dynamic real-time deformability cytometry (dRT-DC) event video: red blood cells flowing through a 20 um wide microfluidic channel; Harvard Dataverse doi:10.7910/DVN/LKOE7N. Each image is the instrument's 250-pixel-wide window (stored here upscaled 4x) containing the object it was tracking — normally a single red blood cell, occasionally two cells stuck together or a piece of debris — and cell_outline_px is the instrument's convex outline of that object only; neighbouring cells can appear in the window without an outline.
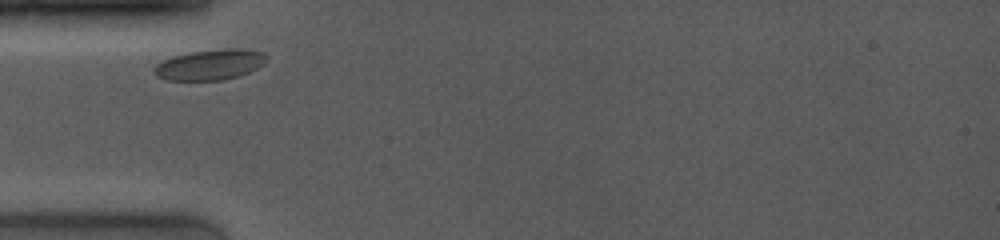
{"species": "common noctule bat (a hibernating species)", "species_latin": "Nyctalus noctula", "temperature_condition": "room temperature", "stored_images_in_passage": 2, "camera_frame_rate_fps": 4000, "um_per_image_px": 0.085, "animal": {"sex": "female", "body_mass_g": 19.0, "forearm_length_mm": 53.3}, "frame": {"image": 1, "passage_image": 1, "time_ms": 0.0, "image_size_px": [1000, 240], "cell_outline_px": [[268, 60], [264, 64], [248, 72], [224, 80], [164, 80], [156, 76], [152, 68], [156, 64], [172, 56], [192, 52], [224, 48], [240, 48], [264, 52], [268, 56]], "centroid_in_image_um": [17.85, 5.49], "position_along_channel_um": 67.1, "area_um2": 20.11}}